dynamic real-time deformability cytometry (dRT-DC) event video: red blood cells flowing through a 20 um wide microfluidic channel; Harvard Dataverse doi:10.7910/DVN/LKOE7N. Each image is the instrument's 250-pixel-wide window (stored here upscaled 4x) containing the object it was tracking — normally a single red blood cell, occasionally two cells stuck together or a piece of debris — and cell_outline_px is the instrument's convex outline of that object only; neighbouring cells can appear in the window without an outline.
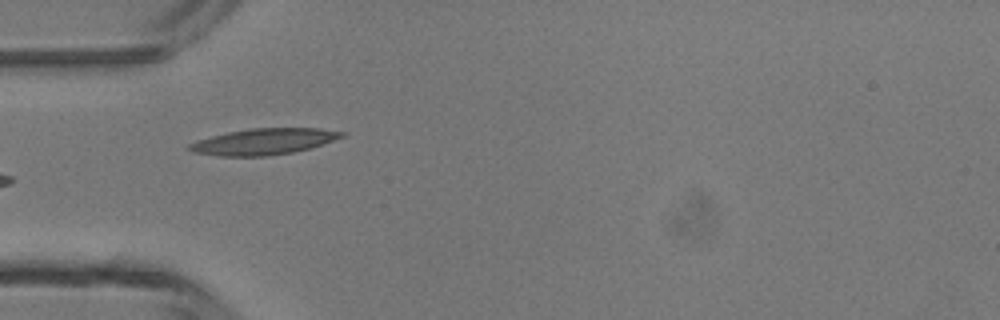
{"species": "common noctule bat (a hibernating species)", "species_latin": "Nyctalus noctula", "temperature_condition": "room temperature", "stored_images_in_passage": 5, "camera_frame_rate_fps": 3000, "um_per_image_px": 0.085, "animal": {"sex": "male", "body_mass_g": 13.3}, "frame": {"image": 1, "passage_image": 4, "time_ms": 3.667, "image_size_px": [1000, 320], "cell_outline_px": [[344, 136], [312, 148], [292, 152], [268, 156], [220, 156], [192, 152], [184, 148], [188, 144], [196, 140], [228, 132], [252, 128], [320, 128], [344, 132]], "centroid_in_image_um": [22.37, 12.04], "position_along_channel_um": 62.6, "area_um2": 23.29}}
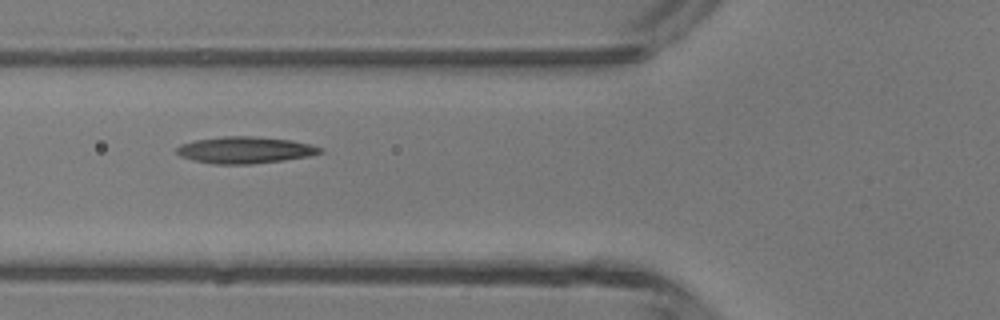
{"frame": {"image": 2, "passage_image": 5, "time_ms": 4.667, "image_size_px": [1000, 320], "cell_outline_px": [[324, 152], [308, 156], [284, 160], [252, 164], [216, 164], [192, 160], [180, 156], [176, 152], [176, 148], [180, 144], [196, 140], [224, 136], [252, 136], [292, 140], [324, 148]], "centroid_in_image_um": [20.83, 12.75], "position_along_channel_um": 105.0, "area_um2": 22.31}}